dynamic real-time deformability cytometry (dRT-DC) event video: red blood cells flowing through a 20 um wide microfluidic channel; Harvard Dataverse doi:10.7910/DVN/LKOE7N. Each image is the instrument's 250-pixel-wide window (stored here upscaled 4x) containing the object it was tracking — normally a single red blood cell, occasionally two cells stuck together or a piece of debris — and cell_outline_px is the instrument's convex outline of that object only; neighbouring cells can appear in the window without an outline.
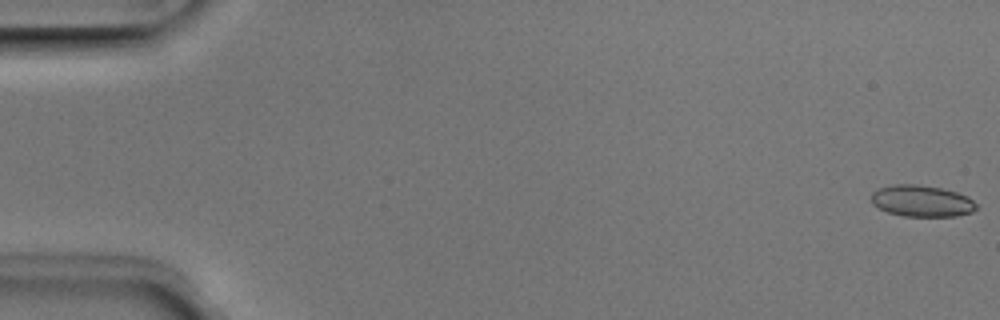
{"species": "Egyptian fruit bat (a non-hibernating species)", "species_latin": "Rousettus aegyptiacus", "temperature_condition": "room temperature", "stored_images_in_passage": 5, "camera_frame_rate_fps": 3000, "um_per_image_px": 0.085, "animal": {"sex": "male"}, "frame": {"image": 1, "passage_image": 1, "time_ms": 0.0, "image_size_px": [1000, 320], "cell_outline_px": [[976, 208], [972, 212], [956, 216], [904, 216], [888, 212], [872, 204], [872, 192], [876, 188], [892, 184], [916, 184], [940, 188], [956, 192], [968, 196], [976, 204]], "centroid_in_image_um": [78.32, 17.07], "position_along_channel_um": 6.7, "area_um2": 19.25}}
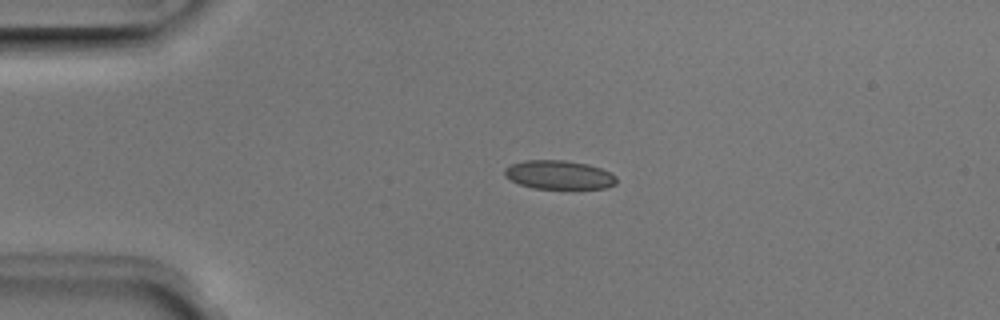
{"frame": {"image": 2, "passage_image": 4, "time_ms": 1.0, "image_size_px": [1000, 320], "cell_outline_px": [[616, 184], [608, 188], [536, 188], [520, 184], [504, 176], [504, 168], [512, 164], [524, 160], [564, 160], [588, 164], [612, 172], [616, 176]], "centroid_in_image_um": [47.54, 14.85], "position_along_channel_um": 37.5, "area_um2": 18.73}}